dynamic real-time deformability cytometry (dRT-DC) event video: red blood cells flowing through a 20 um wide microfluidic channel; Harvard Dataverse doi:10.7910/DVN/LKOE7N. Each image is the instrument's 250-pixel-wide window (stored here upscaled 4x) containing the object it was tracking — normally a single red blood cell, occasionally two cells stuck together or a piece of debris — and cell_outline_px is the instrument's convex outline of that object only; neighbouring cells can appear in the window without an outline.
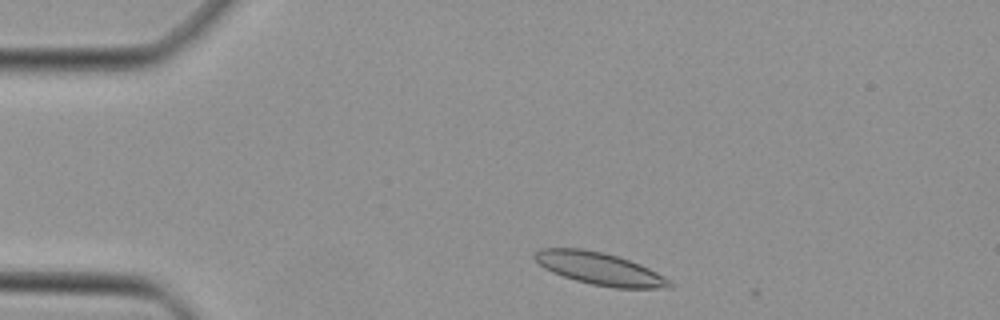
{"species": "Egyptian fruit bat (a non-hibernating species)", "species_latin": "Rousettus aegyptiacus", "temperature_condition": "cold", "stored_images_in_passage": 2, "camera_frame_rate_fps": 3000, "um_per_image_px": 0.085, "animal": {"sex": "female"}, "frame": {"image": 1, "passage_image": 1, "time_ms": 0.0, "image_size_px": [1000, 320], "cell_outline_px": [[672, 288], [616, 288], [592, 284], [576, 280], [552, 272], [544, 268], [532, 256], [532, 252], [540, 248], [580, 248], [604, 252], [640, 264], [664, 276], [672, 284]], "centroid_in_image_um": [50.93, 22.82], "position_along_channel_um": 34.1, "area_um2": 25.32}}